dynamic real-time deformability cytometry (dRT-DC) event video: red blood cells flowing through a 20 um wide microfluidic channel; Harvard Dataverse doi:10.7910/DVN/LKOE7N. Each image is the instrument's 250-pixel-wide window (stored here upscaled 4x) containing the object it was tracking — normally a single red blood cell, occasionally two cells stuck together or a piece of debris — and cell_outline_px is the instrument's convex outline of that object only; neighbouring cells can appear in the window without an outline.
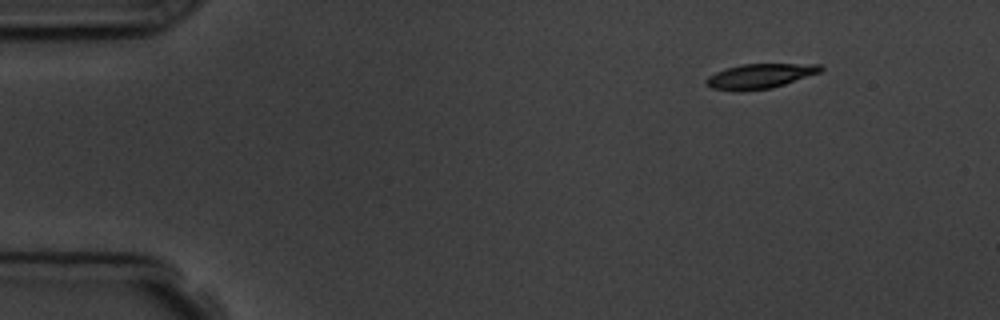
{"species": "common noctule bat (a hibernating species)", "species_latin": "Nyctalus noctula", "temperature_condition": "room temperature", "stored_images_in_passage": 3, "camera_frame_rate_fps": 3000, "um_per_image_px": 0.085, "animal": {"sex": "male", "body_mass_g": 19.5, "forearm_length_mm": 54.6}, "frame": {"image": 1, "passage_image": 1, "time_ms": 0.0, "image_size_px": [1000, 320], "cell_outline_px": [[824, 68], [820, 72], [772, 88], [736, 92], [712, 88], [704, 84], [704, 80], [708, 76], [724, 68], [740, 64], [820, 64]], "centroid_in_image_um": [64.52, 6.47], "position_along_channel_um": 20.5, "area_um2": 16.65}}
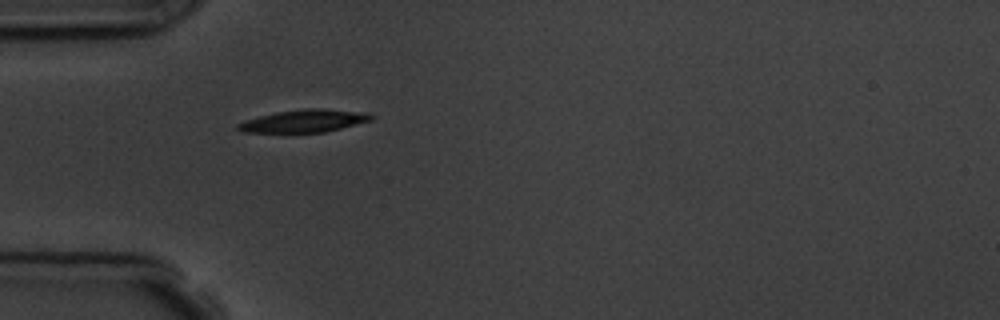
{"frame": {"image": 2, "passage_image": 3, "time_ms": 3.333, "image_size_px": [1000, 320], "cell_outline_px": [[376, 116], [372, 120], [324, 132], [244, 132], [236, 128], [236, 124], [260, 116], [276, 112], [304, 108], [324, 108], [372, 112]], "centroid_in_image_um": [25.95, 10.26], "position_along_channel_um": 59.0, "area_um2": 17.63}}